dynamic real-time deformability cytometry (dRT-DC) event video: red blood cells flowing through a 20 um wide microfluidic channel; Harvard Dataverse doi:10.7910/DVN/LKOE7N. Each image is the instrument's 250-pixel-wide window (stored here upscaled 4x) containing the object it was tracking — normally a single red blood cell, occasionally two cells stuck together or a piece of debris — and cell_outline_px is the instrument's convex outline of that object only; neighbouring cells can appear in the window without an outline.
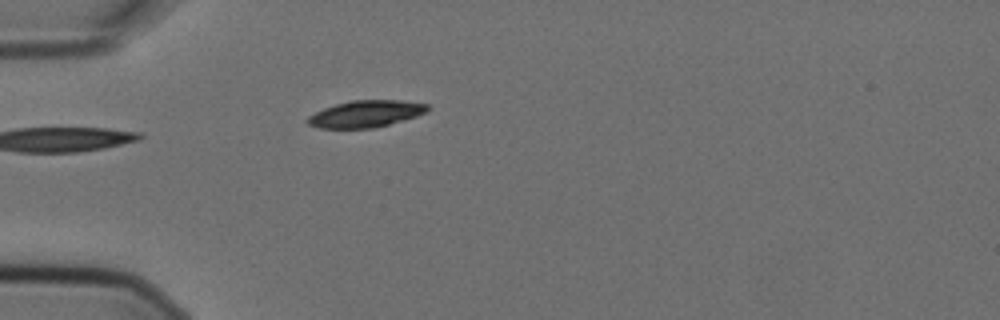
{"species": "Egyptian fruit bat (a non-hibernating species)", "species_latin": "Rousettus aegyptiacus", "temperature_condition": "cold", "stored_images_in_passage": 5, "camera_frame_rate_fps": 3000, "um_per_image_px": 0.085, "animal": {"sex": "female"}, "frame": {"image": 1, "passage_image": 5, "time_ms": 1.333, "image_size_px": [1000, 320], "cell_outline_px": [[432, 108], [428, 112], [404, 120], [372, 128], [320, 128], [308, 124], [304, 120], [308, 116], [324, 108], [336, 104], [352, 100], [400, 100], [428, 104]], "centroid_in_image_um": [31.11, 9.67], "position_along_channel_um": 53.9, "area_um2": 18.79}}